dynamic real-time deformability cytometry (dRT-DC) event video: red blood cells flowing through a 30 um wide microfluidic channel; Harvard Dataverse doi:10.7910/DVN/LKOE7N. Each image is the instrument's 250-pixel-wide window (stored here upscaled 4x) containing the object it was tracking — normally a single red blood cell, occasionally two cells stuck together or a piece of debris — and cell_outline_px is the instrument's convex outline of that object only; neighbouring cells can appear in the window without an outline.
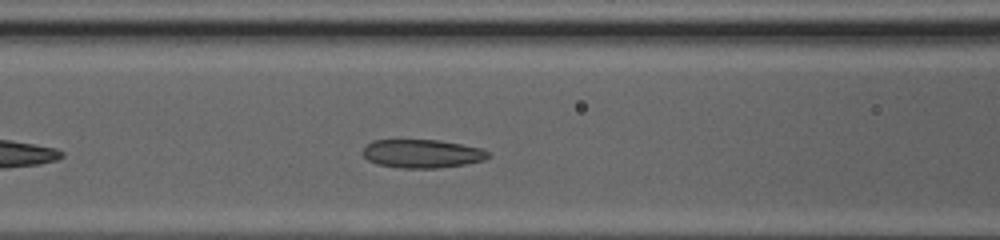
{"species": "common noctule bat (a hibernating species)", "species_latin": "Nyctalus noctula", "temperature_condition": "cold", "stored_images_in_passage": 8, "camera_frame_rate_fps": 3000, "um_per_image_px": 0.085, "animal": {"sex": "female", "body_mass_g": 20.0, "forearm_length_mm": 54.0}, "frame": {"image": 1, "passage_image": 8, "time_ms": 2.333, "image_size_px": [1000, 240], "cell_outline_px": [[492, 156], [484, 160], [464, 164], [436, 168], [400, 168], [376, 164], [368, 160], [360, 152], [372, 140], [436, 140], [460, 144], [480, 148], [488, 152]], "centroid_in_image_um": [35.85, 13.06], "position_along_channel_um": 130.8, "area_um2": 20.75}}